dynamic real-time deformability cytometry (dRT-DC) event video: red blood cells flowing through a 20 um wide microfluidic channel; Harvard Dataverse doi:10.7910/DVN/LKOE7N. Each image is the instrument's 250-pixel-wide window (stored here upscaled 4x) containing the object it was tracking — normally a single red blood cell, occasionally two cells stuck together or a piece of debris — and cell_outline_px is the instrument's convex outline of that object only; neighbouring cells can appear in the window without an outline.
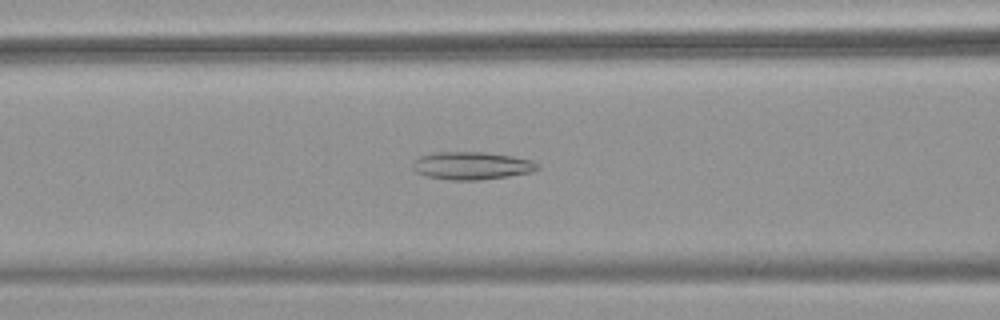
{"species": "common noctule bat (a hibernating species)", "species_latin": "Nyctalus noctula", "temperature_condition": "warm", "stored_images_in_passage": 53, "camera_frame_rate_fps": 3000, "um_per_image_px": 0.085, "animal": {"sex": "female", "body_mass_g": 18.4}, "frame": {"image": 1, "passage_image": 22, "time_ms": 7.0, "image_size_px": [1000, 320], "cell_outline_px": [[540, 168], [532, 172], [508, 176], [480, 180], [448, 180], [428, 176], [416, 172], [412, 168], [412, 160], [420, 156], [432, 152], [484, 152], [532, 160], [540, 164]], "centroid_in_image_um": [40.07, 14.08], "position_along_channel_um": 126.5, "area_um2": 20.29}}
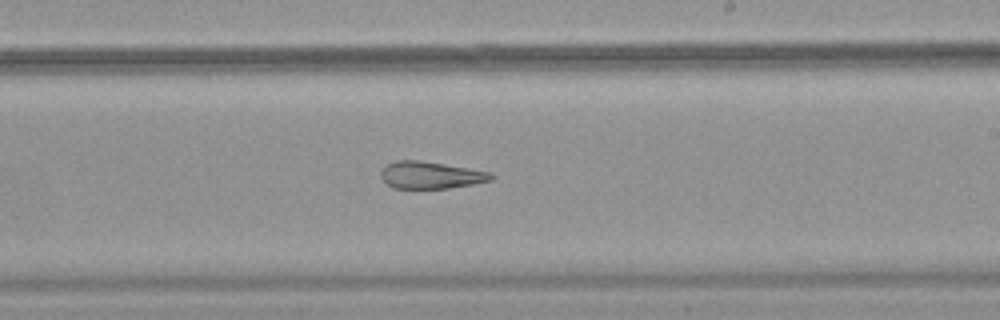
{"frame": {"image": 2, "passage_image": 32, "time_ms": 10.333, "image_size_px": [1000, 320], "cell_outline_px": [[496, 176], [492, 180], [472, 184], [448, 188], [392, 188], [384, 184], [380, 176], [380, 172], [388, 164], [396, 160], [420, 160], [492, 172]], "centroid_in_image_um": [36.59, 14.89], "position_along_channel_um": 252.4, "area_um2": 17.51}}
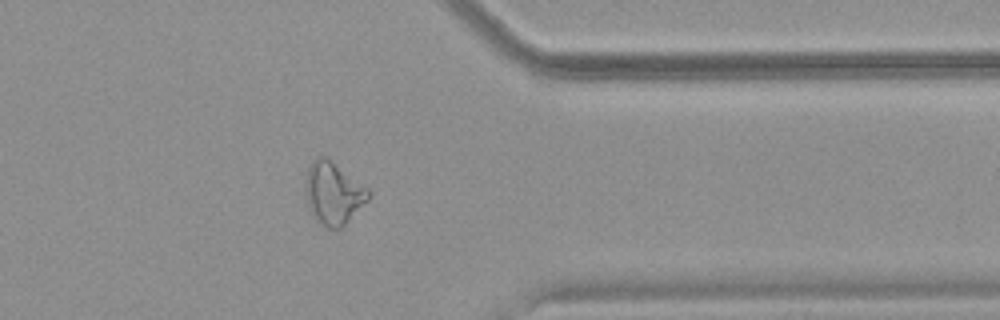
{"frame": {"image": 3, "passage_image": 43, "time_ms": 14.0, "image_size_px": [1000, 320], "cell_outline_px": [[372, 192], [368, 200], [340, 228], [328, 228], [320, 224], [312, 216], [308, 208], [304, 196], [308, 168], [312, 160], [316, 156], [328, 156], [368, 188]], "centroid_in_image_um": [28.31, 16.39], "position_along_channel_um": 383.1, "area_um2": 23.18}, "authors_computed_cell_mechanics": {"area_um2": 24.1026, "velocity_mm_per_s": 3.792, "shape_relaxation_time_tau1_ms": null, "shape_relaxation_time_tau2_ms": 4.4739, "deformation_change_tau1": null, "deformation_change_tau2": 0.1496}}